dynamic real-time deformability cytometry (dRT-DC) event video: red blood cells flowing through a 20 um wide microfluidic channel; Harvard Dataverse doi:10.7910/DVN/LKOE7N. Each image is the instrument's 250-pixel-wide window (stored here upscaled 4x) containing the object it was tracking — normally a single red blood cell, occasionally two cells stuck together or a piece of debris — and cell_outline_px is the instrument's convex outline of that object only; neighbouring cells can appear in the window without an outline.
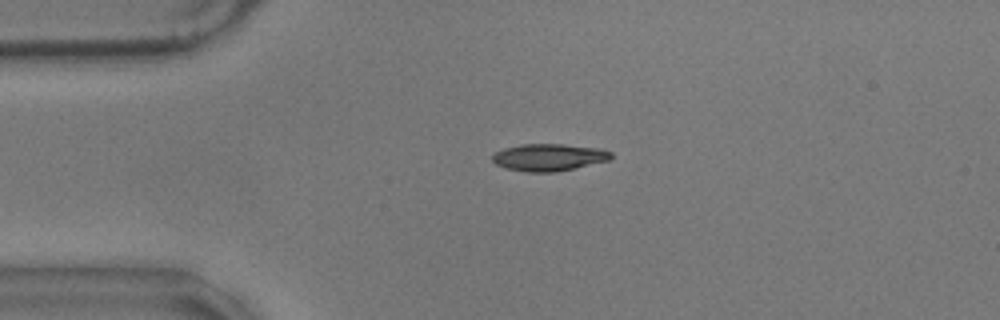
{"species": "common noctule bat (a hibernating species)", "species_latin": "Nyctalus noctula", "temperature_condition": "warm", "stored_images_in_passage": 46, "camera_frame_rate_fps": 3000, "um_per_image_px": 0.085, "animal": {"sex": "male", "body_mass_g": 17.9}, "frame": {"image": 1, "passage_image": 1, "time_ms": 0.0, "image_size_px": [1000, 320], "cell_outline_px": [[612, 156], [608, 160], [556, 172], [524, 172], [508, 168], [496, 164], [492, 160], [492, 156], [496, 152], [504, 148], [520, 144], [564, 144], [600, 148], [612, 152]], "centroid_in_image_um": [46.64, 13.36], "position_along_channel_um": 38.4, "area_um2": 18.67}}
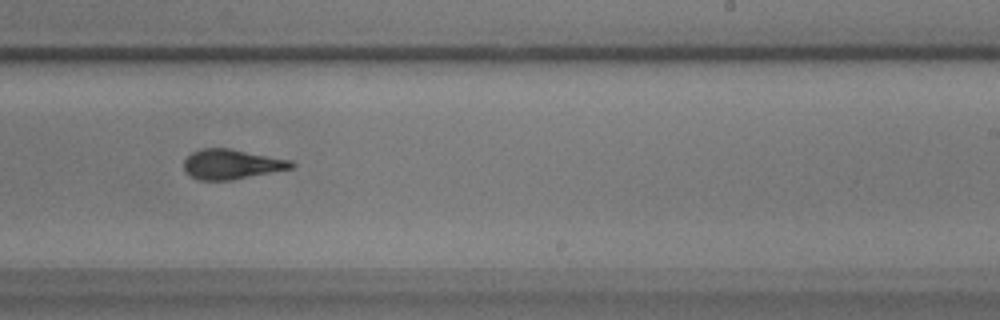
{"frame": {"image": 2, "passage_image": 23, "time_ms": 7.333, "image_size_px": [1000, 320], "cell_outline_px": [[296, 164], [292, 168], [232, 180], [200, 180], [192, 176], [184, 168], [184, 160], [192, 152], [204, 148], [228, 148], [292, 160]], "centroid_in_image_um": [19.71, 13.95], "position_along_channel_um": 269.3, "area_um2": 18.5}}
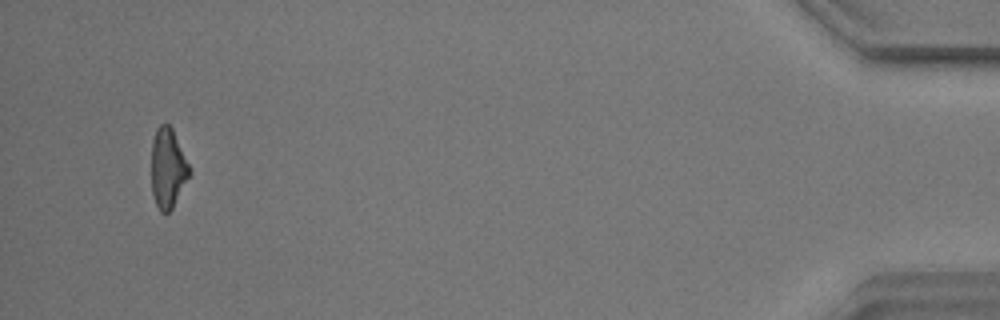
{"frame": {"image": 3, "passage_image": 43, "time_ms": 14.0, "image_size_px": [1000, 320], "cell_outline_px": [[192, 172], [172, 208], [168, 212], [160, 212], [156, 204], [152, 192], [152, 140], [156, 128], [160, 124], [168, 124], [172, 128]], "centroid_in_image_um": [14.26, 14.29], "position_along_channel_um": 420.9, "area_um2": 17.51}, "authors_computed_cell_mechanics": {"area_um2": 18.785, "velocity_mm_per_s": 3.4997, "shape_relaxation_time_tau1_ms": 4.4286, "shape_relaxation_time_tau2_ms": 1.9565, "deformation_change_tau1": 0.1725, "deformation_change_tau2": 0.1076}}